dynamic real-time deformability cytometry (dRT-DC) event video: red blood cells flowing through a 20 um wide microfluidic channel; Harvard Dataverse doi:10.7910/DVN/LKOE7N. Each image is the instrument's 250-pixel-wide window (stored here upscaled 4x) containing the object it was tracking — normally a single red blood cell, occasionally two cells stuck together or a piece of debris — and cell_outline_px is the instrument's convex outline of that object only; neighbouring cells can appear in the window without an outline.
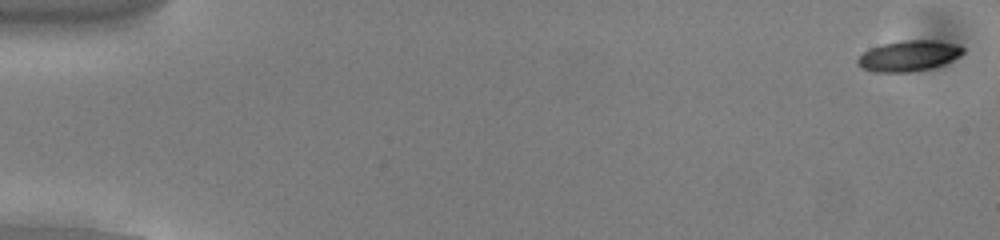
{"species": "common noctule bat (a hibernating species)", "species_latin": "Nyctalus noctula", "temperature_condition": "cold", "stored_images_in_passage": 54, "camera_frame_rate_fps": 3000, "um_per_image_px": 0.085, "animal": {"sex": "male", "body_mass_g": 13.0, "forearm_length_mm": 53.1}, "frame": {"image": 1, "passage_image": 1, "time_ms": 0.0, "image_size_px": [1000, 240], "cell_outline_px": [[964, 52], [952, 60], [928, 68], [912, 72], [872, 72], [856, 64], [856, 60], [864, 52], [872, 48], [884, 44], [904, 40], [932, 40], [956, 44], [964, 48]], "centroid_in_image_um": [77.22, 4.75], "position_along_channel_um": 7.8, "area_um2": 18.5}}
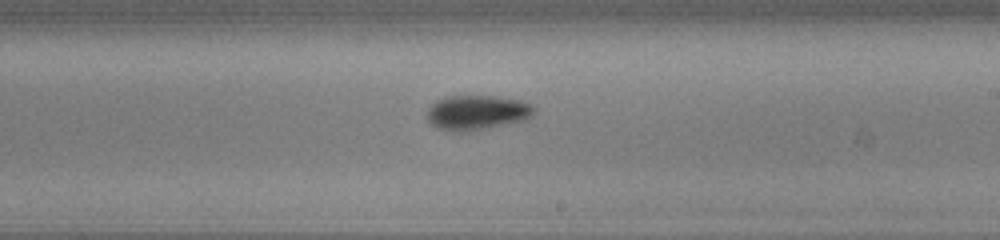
{"frame": {"image": 2, "passage_image": 32, "time_ms": 10.333, "image_size_px": [1000, 240], "cell_outline_px": [[536, 112], [528, 120], [488, 128], [464, 132], [460, 132], [436, 128], [428, 120], [428, 108], [436, 100], [444, 96], [492, 96], [520, 100], [532, 104], [536, 108]], "centroid_in_image_um": [40.59, 9.57], "position_along_channel_um": 248.4, "area_um2": 21.91}}
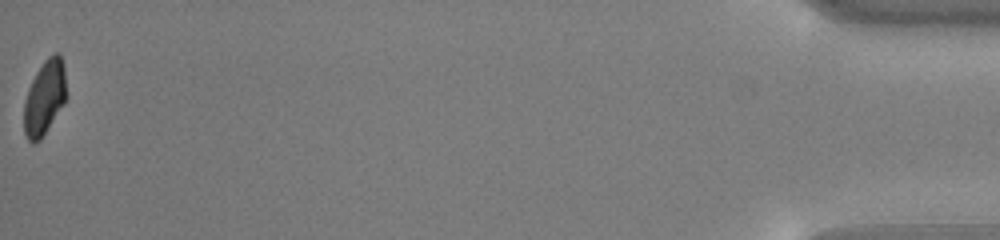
{"frame": {"image": 3, "passage_image": 54, "time_ms": 17.667, "image_size_px": [1000, 240], "cell_outline_px": [[64, 104], [40, 140], [32, 144], [28, 140], [24, 132], [24, 104], [28, 88], [36, 72], [44, 60], [48, 56], [56, 52], [60, 52], [64, 68]], "centroid_in_image_um": [3.76, 8.3], "position_along_channel_um": 431.4, "area_um2": 18.15}, "authors_computed_cell_mechanics": {"area_um2": 19.5653, "velocity_mm_per_s": 3.8299, "shape_relaxation_time_tau1_ms": 3.0075, "shape_relaxation_time_tau2_ms": 2.7347, "deformation_change_tau1": 0.113, "deformation_change_tau2": 0.065}}